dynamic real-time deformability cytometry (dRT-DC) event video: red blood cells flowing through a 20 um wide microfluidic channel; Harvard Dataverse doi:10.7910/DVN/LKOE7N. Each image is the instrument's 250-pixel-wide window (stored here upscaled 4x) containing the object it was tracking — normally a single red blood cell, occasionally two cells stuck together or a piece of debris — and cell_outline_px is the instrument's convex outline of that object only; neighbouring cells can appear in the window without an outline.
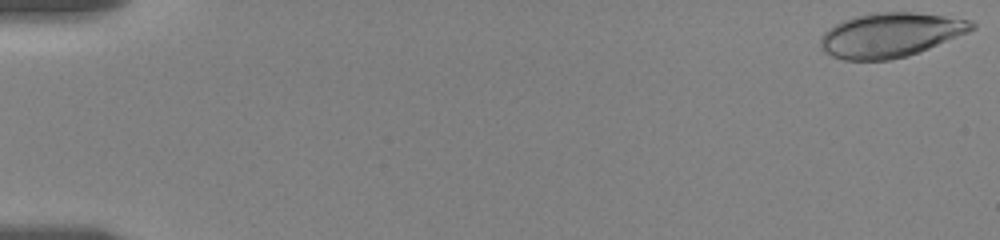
{"species": "human", "species_latin": "Homo sapiens", "temperature_condition": "room temperature", "stored_images_in_passage": 55, "camera_frame_rate_fps": 3000, "um_per_image_px": 0.085, "donor": {"sex": "female"}, "frame": {"image": 1, "passage_image": 1, "time_ms": 0.0, "image_size_px": [1000, 240], "cell_outline_px": [[976, 28], [968, 32], [908, 56], [888, 60], [844, 60], [832, 56], [824, 52], [820, 48], [820, 36], [828, 28], [844, 20], [856, 16], [872, 12], [912, 12], [944, 16], [972, 20], [976, 24]], "centroid_in_image_um": [75.66, 2.97], "position_along_channel_um": 9.3, "area_um2": 39.07}}
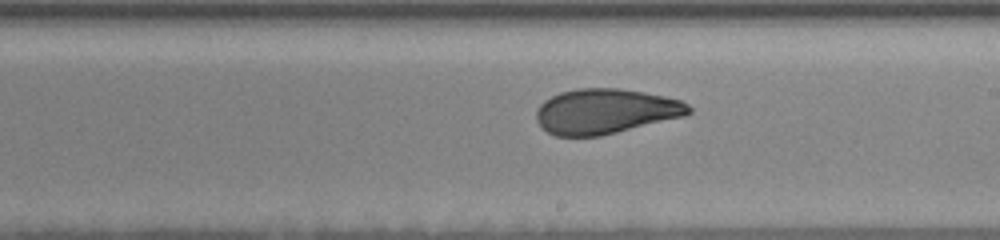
{"frame": {"image": 2, "passage_image": 34, "time_ms": 11.0, "image_size_px": [1000, 240], "cell_outline_px": [[692, 112], [684, 116], [600, 136], [556, 136], [548, 132], [536, 120], [536, 112], [540, 104], [544, 100], [560, 92], [576, 88], [616, 88], [644, 92], [664, 96], [680, 100], [688, 104], [692, 108]], "centroid_in_image_um": [51.46, 9.45], "position_along_channel_um": 237.5, "area_um2": 39.88}}
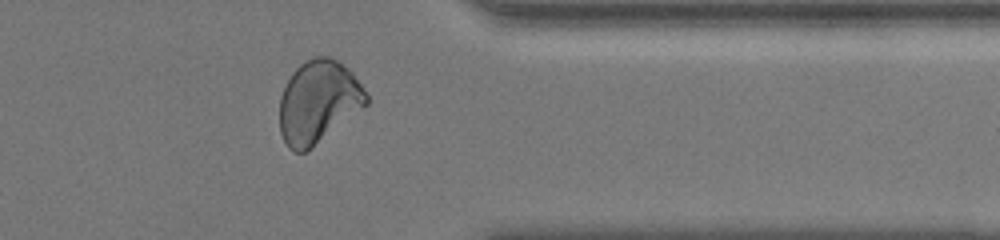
{"frame": {"image": 3, "passage_image": 47, "time_ms": 15.333, "image_size_px": [1000, 240], "cell_outline_px": [[368, 104], [304, 152], [296, 152], [288, 148], [280, 132], [280, 96], [292, 72], [300, 64], [316, 56], [328, 56], [344, 64], [352, 72], [368, 96]], "centroid_in_image_um": [27.04, 8.63], "position_along_channel_um": 384.4, "area_um2": 41.15}}